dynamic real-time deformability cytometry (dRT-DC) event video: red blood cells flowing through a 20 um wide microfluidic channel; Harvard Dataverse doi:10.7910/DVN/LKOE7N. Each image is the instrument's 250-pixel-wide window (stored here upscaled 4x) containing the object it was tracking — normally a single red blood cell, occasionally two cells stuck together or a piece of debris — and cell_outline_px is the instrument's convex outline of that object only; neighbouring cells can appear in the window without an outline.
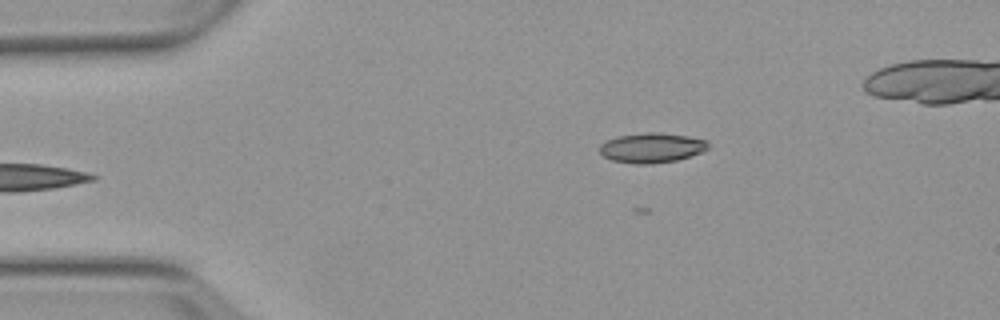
{"species": "Egyptian fruit bat (a non-hibernating species)", "species_latin": "Rousettus aegyptiacus", "temperature_condition": "warm", "stored_images_in_passage": 6, "camera_frame_rate_fps": 3000, "um_per_image_px": 0.085, "animal": {"sex": "female"}, "frame": {"image": 1, "passage_image": 1, "time_ms": 0.0, "image_size_px": [1000, 320], "cell_outline_px": [[708, 148], [704, 152], [676, 160], [652, 164], [636, 164], [612, 160], [604, 156], [600, 152], [600, 144], [616, 136], [648, 132], [656, 132], [688, 136], [708, 140]], "centroid_in_image_um": [55.42, 12.56], "position_along_channel_um": 29.6, "area_um2": 18.9}}
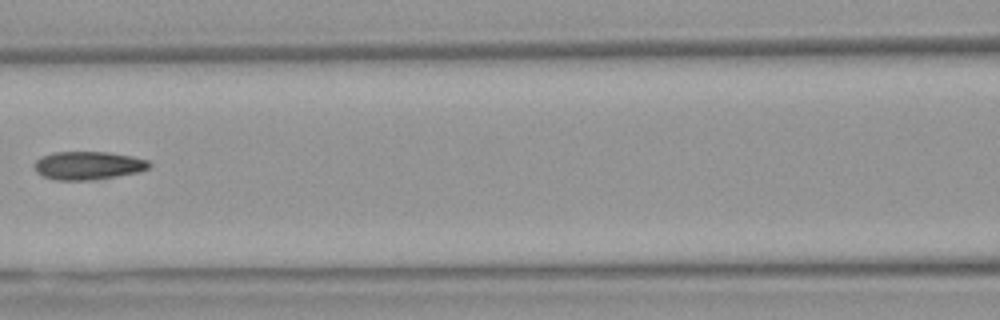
{"frame": {"image": 2, "passage_image": 5, "time_ms": 4.667, "image_size_px": [1000, 320], "cell_outline_px": [[152, 164], [148, 168], [136, 172], [116, 176], [92, 180], [56, 180], [44, 176], [36, 172], [36, 160], [40, 156], [56, 152], [108, 152], [132, 156], [148, 160]], "centroid_in_image_um": [7.49, 14.06], "position_along_channel_um": 159.1, "area_um2": 18.73}}
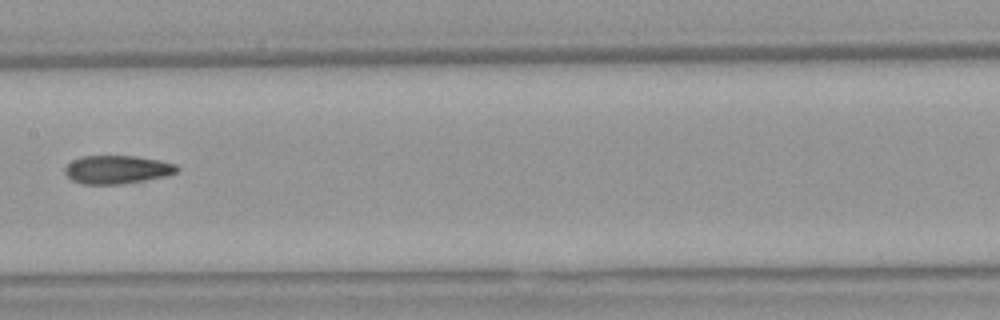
{"frame": {"image": 3, "passage_image": 6, "time_ms": 5.667, "image_size_px": [1000, 320], "cell_outline_px": [[180, 168], [176, 172], [164, 176], [144, 180], [120, 184], [84, 184], [72, 180], [64, 172], [64, 168], [72, 160], [80, 156], [136, 156], [160, 160], [176, 164]], "centroid_in_image_um": [9.94, 14.4], "position_along_channel_um": 197.5, "area_um2": 18.44}}